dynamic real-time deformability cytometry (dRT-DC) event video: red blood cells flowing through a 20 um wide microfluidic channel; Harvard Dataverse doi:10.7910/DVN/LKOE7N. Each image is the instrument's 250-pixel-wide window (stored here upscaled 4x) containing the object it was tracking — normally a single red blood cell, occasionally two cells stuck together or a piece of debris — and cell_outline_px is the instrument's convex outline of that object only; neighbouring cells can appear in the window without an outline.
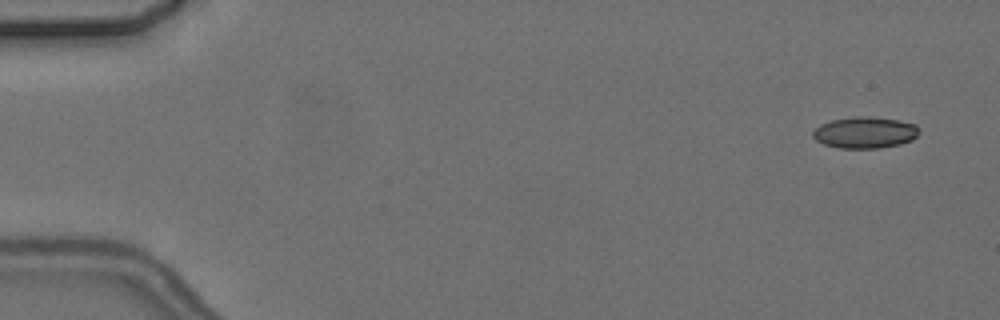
{"species": "common noctule bat (a hibernating species)", "species_latin": "Nyctalus noctula", "temperature_condition": "cold", "stored_images_in_passage": 5, "camera_frame_rate_fps": 3000, "um_per_image_px": 0.085, "animal": {"sex": "female", "body_mass_g": 24.6, "forearm_length_mm": 56.2}, "frame": {"image": 1, "passage_image": 1, "time_ms": 0.0, "image_size_px": [1000, 320], "cell_outline_px": [[920, 132], [912, 140], [900, 144], [880, 148], [840, 148], [824, 144], [816, 140], [812, 136], [812, 132], [820, 124], [832, 120], [856, 116], [868, 116], [900, 120], [916, 124], [920, 128]], "centroid_in_image_um": [73.55, 11.26], "position_along_channel_um": 11.5, "area_um2": 19.59}}